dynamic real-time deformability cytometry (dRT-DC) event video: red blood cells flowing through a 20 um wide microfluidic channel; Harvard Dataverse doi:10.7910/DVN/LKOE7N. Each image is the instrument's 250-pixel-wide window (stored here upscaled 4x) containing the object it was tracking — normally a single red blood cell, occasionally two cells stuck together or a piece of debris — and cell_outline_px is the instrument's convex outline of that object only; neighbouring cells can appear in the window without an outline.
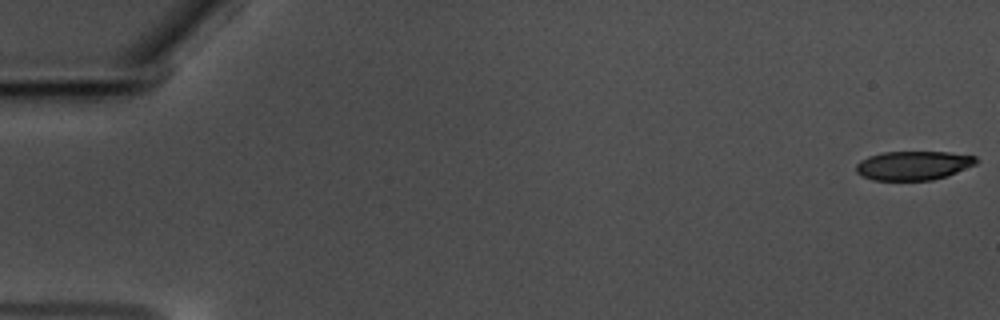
{"species": "common noctule bat (a hibernating species)", "species_latin": "Nyctalus noctula", "temperature_condition": "warm", "stored_images_in_passage": 58, "camera_frame_rate_fps": 3000, "um_per_image_px": 0.085, "animal": {"sex": "male", "body_mass_g": 17.5, "forearm_length_mm": 52.3}, "frame": {"image": 1, "passage_image": 1, "time_ms": 0.0, "image_size_px": [1000, 320], "cell_outline_px": [[980, 160], [976, 164], [948, 176], [932, 180], [872, 180], [856, 172], [856, 164], [860, 160], [868, 156], [884, 152], [948, 152], [976, 156]], "centroid_in_image_um": [77.66, 14.06], "position_along_channel_um": 7.3, "area_um2": 20.4}}
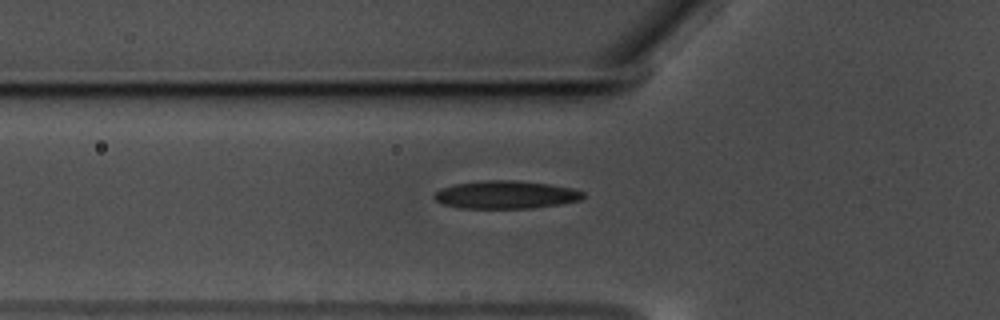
{"frame": {"image": 2, "passage_image": 21, "time_ms": 6.667, "image_size_px": [1000, 320], "cell_outline_px": [[584, 196], [580, 200], [560, 204], [532, 208], [460, 208], [444, 204], [436, 200], [432, 196], [440, 188], [456, 184], [480, 180], [516, 180], [552, 184], [572, 188], [584, 192]], "centroid_in_image_um": [43.0, 16.54], "position_along_channel_um": 82.8, "area_um2": 24.33}}
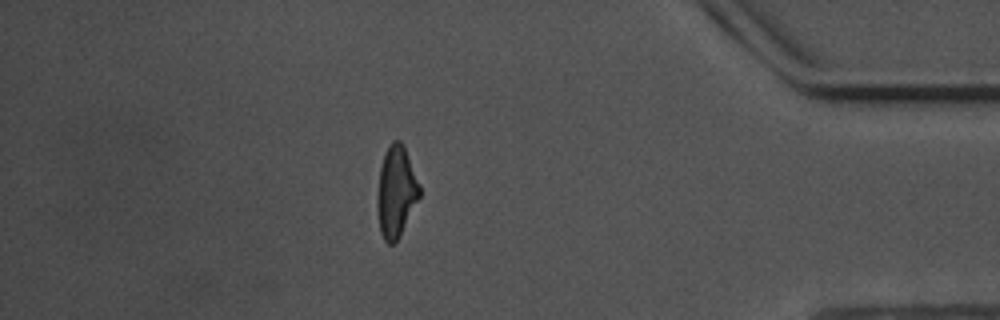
{"frame": {"image": 3, "passage_image": 51, "time_ms": 16.667, "image_size_px": [1000, 320], "cell_outline_px": [[420, 196], [400, 236], [392, 244], [388, 244], [384, 240], [380, 232], [380, 168], [384, 152], [388, 144], [392, 140], [400, 140], [404, 144], [420, 184]], "centroid_in_image_um": [33.73, 16.22], "position_along_channel_um": 401.5, "area_um2": 21.79}, "authors_computed_cell_mechanics": {"area_um2": 23.0044, "velocity_mm_per_s": 3.5536, "shape_relaxation_time_tau1_ms": 10.0516, "shape_relaxation_time_tau2_ms": 2.8593, "deformation_change_tau1": 0.2207, "deformation_change_tau2": 0.1126}}